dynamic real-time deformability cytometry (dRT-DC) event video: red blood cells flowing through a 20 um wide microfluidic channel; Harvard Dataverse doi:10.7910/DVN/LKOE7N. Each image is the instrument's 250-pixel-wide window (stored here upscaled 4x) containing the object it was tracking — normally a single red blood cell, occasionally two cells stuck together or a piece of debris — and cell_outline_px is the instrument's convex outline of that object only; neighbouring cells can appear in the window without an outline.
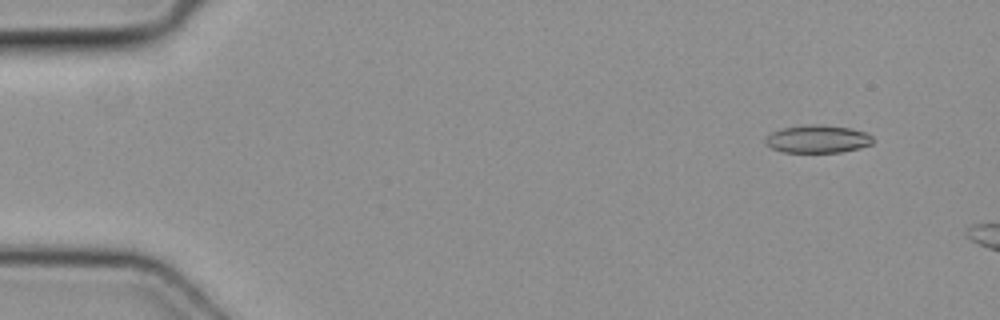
{"species": "common noctule bat (a hibernating species)", "species_latin": "Nyctalus noctula", "temperature_condition": "cold", "stored_images_in_passage": 10, "camera_frame_rate_fps": 3000, "um_per_image_px": 0.085, "animal": {"sex": "female", "body_mass_g": 19.3, "forearm_length_mm": 54.1}, "frame": {"image": 1, "passage_image": 5, "time_ms": 1.333, "image_size_px": [1000, 320], "cell_outline_px": [[872, 144], [860, 148], [840, 152], [780, 152], [764, 144], [764, 136], [780, 128], [816, 124], [848, 128], [864, 132], [872, 136]], "centroid_in_image_um": [69.43, 11.83], "position_along_channel_um": 15.6, "area_um2": 17.4}}